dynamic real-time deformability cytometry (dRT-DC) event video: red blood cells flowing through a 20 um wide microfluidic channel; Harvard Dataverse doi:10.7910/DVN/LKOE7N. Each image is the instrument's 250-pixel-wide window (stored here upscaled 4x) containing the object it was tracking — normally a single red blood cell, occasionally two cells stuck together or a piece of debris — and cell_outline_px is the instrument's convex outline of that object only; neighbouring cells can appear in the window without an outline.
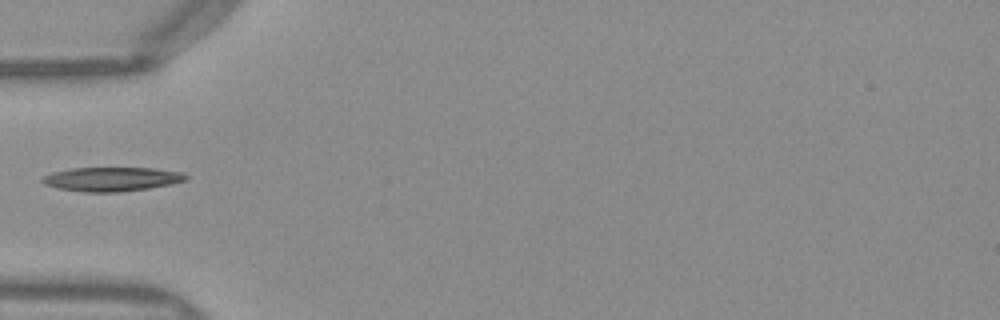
{"species": "Egyptian fruit bat (a non-hibernating species)", "species_latin": "Rousettus aegyptiacus", "temperature_condition": "warm", "stored_images_in_passage": 34, "camera_frame_rate_fps": 3000, "um_per_image_px": 0.085, "frame": {"image": 1, "passage_image": 1, "time_ms": 0.0, "image_size_px": [1000, 320], "cell_outline_px": [[188, 176], [184, 180], [172, 184], [148, 188], [120, 192], [84, 192], [60, 188], [44, 184], [40, 180], [44, 176], [52, 172], [72, 168], [152, 168], [180, 172]], "centroid_in_image_um": [9.47, 15.22], "position_along_channel_um": 75.5, "area_um2": 19.94}}
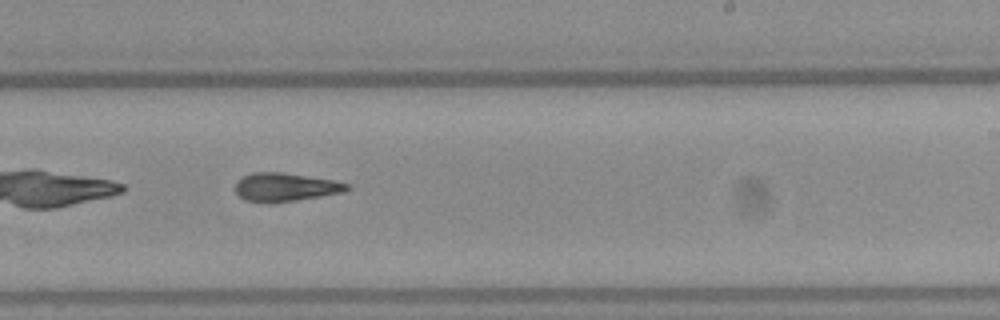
{"frame": {"image": 2, "passage_image": 15, "time_ms": 4.667, "image_size_px": [1000, 320], "cell_outline_px": [[352, 188], [344, 192], [296, 200], [268, 204], [244, 200], [236, 192], [236, 180], [252, 172], [284, 172], [332, 180], [348, 184]], "centroid_in_image_um": [24.23, 15.91], "position_along_channel_um": 264.8, "area_um2": 18.61}}
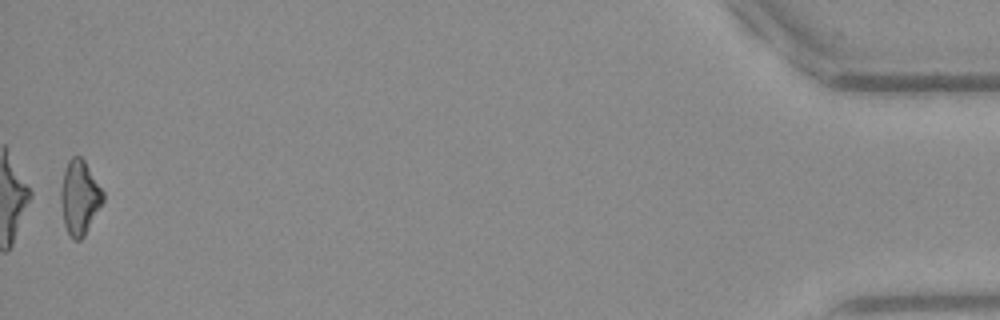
{"frame": {"image": 3, "passage_image": 34, "time_ms": 11.0, "image_size_px": [1000, 320], "cell_outline_px": [[104, 200], [84, 236], [80, 240], [72, 240], [64, 224], [60, 200], [60, 188], [64, 172], [68, 160], [72, 156], [80, 156], [84, 160], [104, 192]], "centroid_in_image_um": [6.75, 16.78], "position_along_channel_um": 428.4, "area_um2": 18.21}}